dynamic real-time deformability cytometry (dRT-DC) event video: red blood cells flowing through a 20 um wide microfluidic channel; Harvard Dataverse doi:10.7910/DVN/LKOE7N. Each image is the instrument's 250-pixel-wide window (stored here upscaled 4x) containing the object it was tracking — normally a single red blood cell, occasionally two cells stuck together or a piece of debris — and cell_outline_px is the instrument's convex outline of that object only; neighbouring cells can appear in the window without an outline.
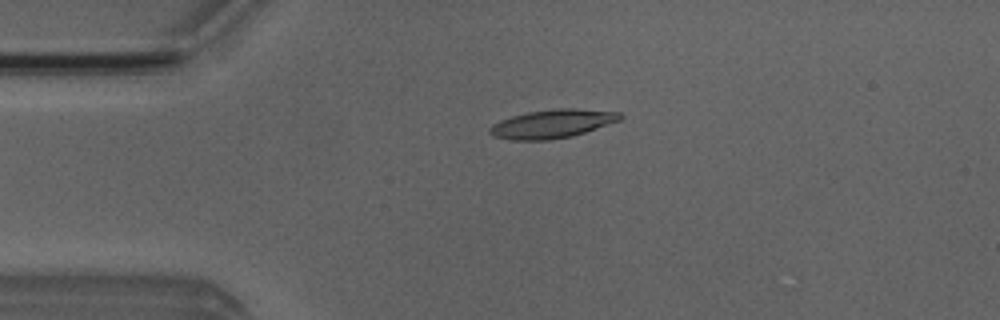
{"species": "Egyptian fruit bat (a non-hibernating species)", "species_latin": "Rousettus aegyptiacus", "temperature_condition": "room temperature", "stored_images_in_passage": 5, "camera_frame_rate_fps": 3000, "um_per_image_px": 0.085, "animal": {"sex": "male"}, "frame": {"image": 1, "passage_image": 5, "time_ms": 4.667, "image_size_px": [1000, 320], "cell_outline_px": [[624, 116], [620, 120], [572, 136], [548, 140], [512, 140], [492, 136], [488, 132], [488, 128], [492, 124], [500, 120], [512, 116], [528, 112], [556, 108], [576, 108], [620, 112]], "centroid_in_image_um": [46.91, 10.52], "position_along_channel_um": 38.1, "area_um2": 21.73}}